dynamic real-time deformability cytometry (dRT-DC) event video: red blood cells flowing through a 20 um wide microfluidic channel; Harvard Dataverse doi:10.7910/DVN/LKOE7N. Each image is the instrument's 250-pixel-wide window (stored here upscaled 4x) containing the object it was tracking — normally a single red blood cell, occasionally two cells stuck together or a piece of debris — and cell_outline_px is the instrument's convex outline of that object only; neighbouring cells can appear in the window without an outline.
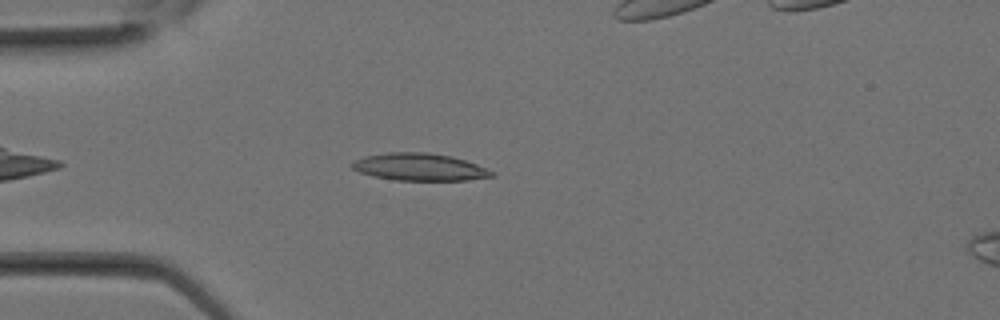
{"species": "Egyptian fruit bat (a non-hibernating species)", "species_latin": "Rousettus aegyptiacus", "temperature_condition": "room temperature", "stored_images_in_passage": 7, "camera_frame_rate_fps": 3000, "um_per_image_px": 0.085, "animal": {"sex": "female"}, "frame": {"image": 1, "passage_image": 3, "time_ms": 0.667, "image_size_px": [1000, 320], "cell_outline_px": [[496, 176], [468, 180], [396, 180], [376, 176], [360, 172], [352, 168], [352, 160], [364, 156], [388, 152], [428, 152], [452, 156], [476, 164], [496, 172]], "centroid_in_image_um": [35.69, 14.19], "position_along_channel_um": 49.3, "area_um2": 22.25}}
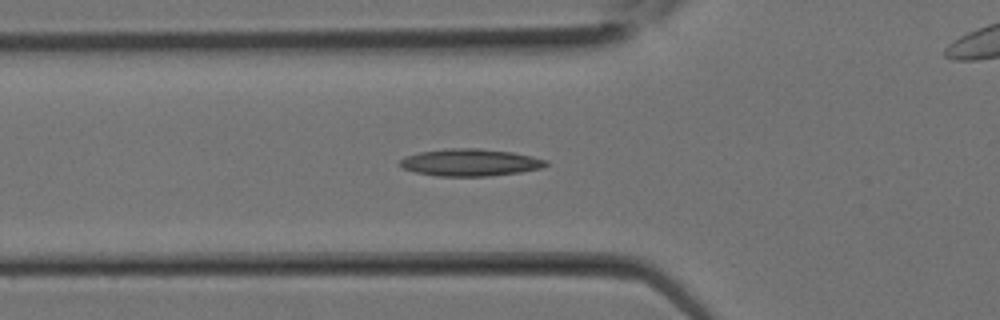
{"frame": {"image": 2, "passage_image": 5, "time_ms": 1.333, "image_size_px": [1000, 320], "cell_outline_px": [[548, 164], [540, 168], [520, 172], [488, 176], [436, 176], [416, 172], [404, 168], [400, 164], [400, 160], [404, 156], [420, 152], [448, 148], [476, 148], [512, 152], [532, 156], [548, 160]], "centroid_in_image_um": [39.97, 13.8], "position_along_channel_um": 85.8, "area_um2": 23.0}}
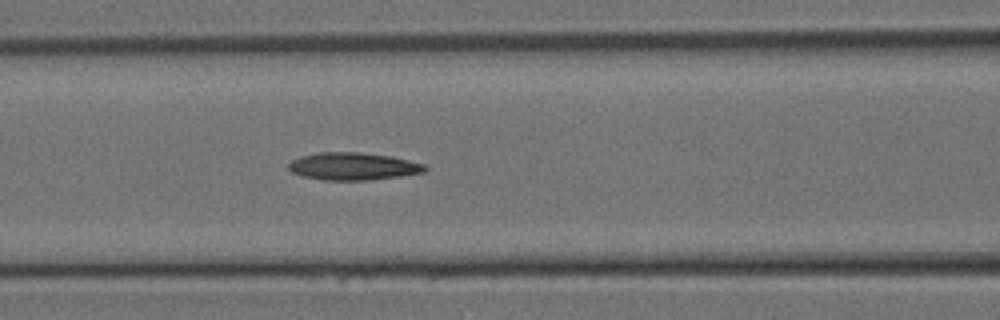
{"frame": {"image": 3, "passage_image": 7, "time_ms": 2.0, "image_size_px": [1000, 320], "cell_outline_px": [[428, 168], [424, 172], [400, 176], [368, 180], [324, 180], [300, 176], [292, 172], [288, 168], [288, 164], [292, 160], [300, 156], [320, 152], [360, 152], [388, 156], [408, 160], [424, 164]], "centroid_in_image_um": [29.98, 14.14], "position_along_channel_um": 136.6, "area_um2": 21.79}}